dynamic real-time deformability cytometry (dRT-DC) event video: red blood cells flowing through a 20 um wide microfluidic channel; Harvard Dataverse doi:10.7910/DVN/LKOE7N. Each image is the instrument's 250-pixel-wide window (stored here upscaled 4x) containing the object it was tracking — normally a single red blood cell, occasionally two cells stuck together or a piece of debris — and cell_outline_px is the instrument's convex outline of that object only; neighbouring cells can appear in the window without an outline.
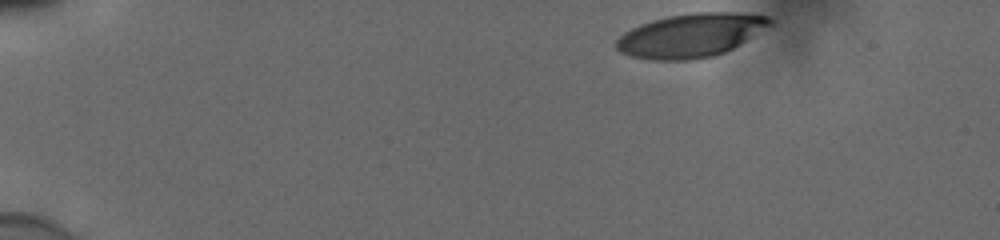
{"species": "human", "species_latin": "Homo sapiens", "temperature_condition": "cold", "stored_images_in_passage": 40, "camera_frame_rate_fps": 3000, "um_per_image_px": 0.085, "donor": {"sex": "male"}, "frame": {"image": 1, "passage_image": 1, "time_ms": 0.0, "image_size_px": [1000, 240], "cell_outline_px": [[772, 24], [732, 48], [724, 52], [712, 56], [688, 60], [652, 60], [632, 56], [620, 52], [616, 48], [616, 40], [624, 32], [640, 24], [652, 20], [668, 16], [696, 12], [736, 12], [768, 16], [772, 20]], "centroid_in_image_um": [58.69, 3.0], "position_along_channel_um": 26.3, "area_um2": 38.78}}
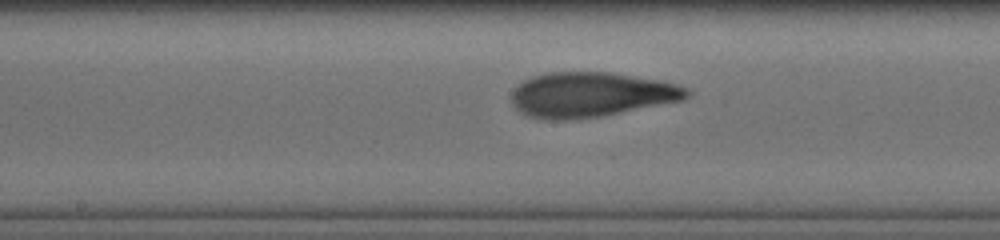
{"frame": {"image": 2, "passage_image": 23, "time_ms": 7.333, "image_size_px": [1000, 240], "cell_outline_px": [[692, 92], [684, 100], [600, 116], [576, 120], [544, 120], [528, 116], [520, 112], [512, 104], [512, 92], [524, 80], [532, 76], [548, 72], [608, 72], [656, 80], [676, 84], [688, 88]], "centroid_in_image_um": [50.21, 8.06], "position_along_channel_um": 198.0, "area_um2": 45.78}}
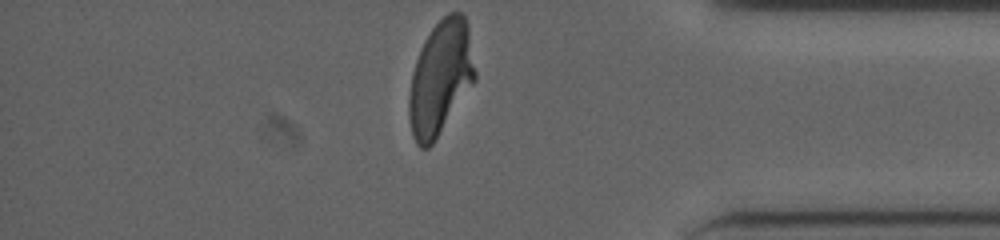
{"frame": {"image": 3, "passage_image": 40, "time_ms": 13.0, "image_size_px": [1000, 240], "cell_outline_px": [[476, 80], [432, 144], [428, 148], [420, 148], [416, 144], [412, 136], [408, 116], [408, 96], [412, 72], [416, 60], [424, 40], [432, 28], [448, 12], [460, 12], [464, 16], [468, 24], [476, 72]], "centroid_in_image_um": [37.43, 6.62], "position_along_channel_um": 397.8, "area_um2": 43.99}, "authors_computed_cell_mechanics": {"area_um2": 44.3904, "velocity_mm_per_s": 3.857, "shape_relaxation_time_tau1_ms": 5.1997, "shape_relaxation_time_tau2_ms": 1.5373, "deformation_change_tau1": 0.2299, "deformation_change_tau2": 0.0926}}